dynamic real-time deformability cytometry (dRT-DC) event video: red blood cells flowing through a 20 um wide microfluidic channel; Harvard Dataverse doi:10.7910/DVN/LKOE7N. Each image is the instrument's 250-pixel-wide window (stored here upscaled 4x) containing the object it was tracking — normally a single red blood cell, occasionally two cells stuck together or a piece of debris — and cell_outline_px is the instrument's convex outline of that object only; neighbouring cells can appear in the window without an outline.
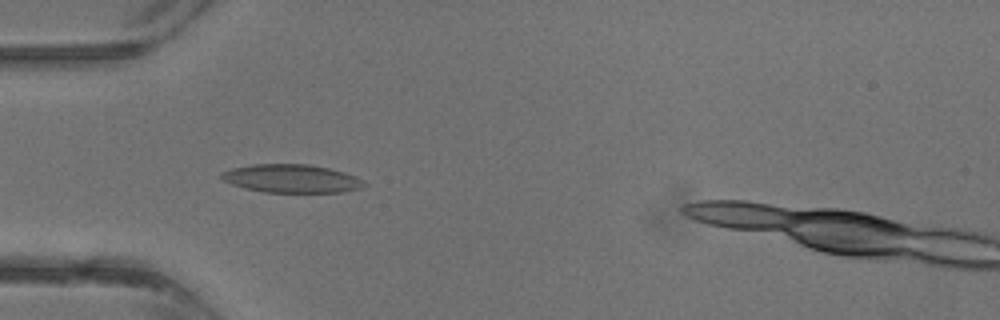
{"species": "common noctule bat (a hibernating species)", "species_latin": "Nyctalus noctula", "temperature_condition": "warm", "stored_images_in_passage": 27, "camera_frame_rate_fps": 3000, "um_per_image_px": 0.085, "animal": {"sex": "male", "body_mass_g": 13.3}, "frame": {"image": 1, "passage_image": 4, "time_ms": 1.0, "image_size_px": [1000, 320], "cell_outline_px": [[368, 184], [360, 188], [344, 192], [264, 192], [244, 188], [232, 184], [224, 180], [220, 176], [220, 172], [232, 168], [252, 164], [308, 164], [328, 168], [344, 172], [356, 176], [364, 180]], "centroid_in_image_um": [24.79, 15.18], "position_along_channel_um": 60.2, "area_um2": 23.58}}
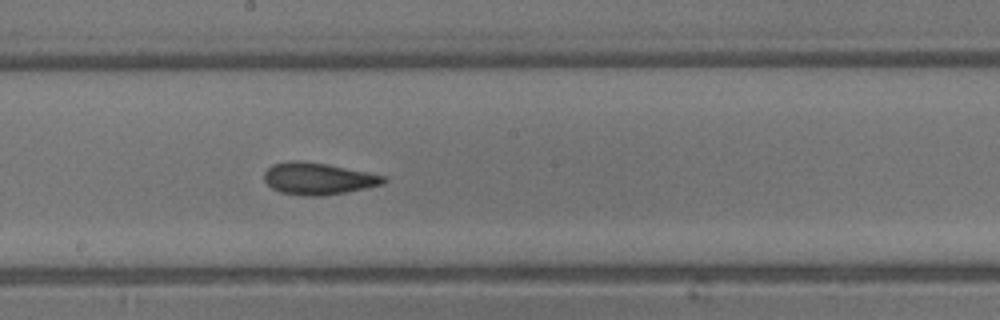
{"frame": {"image": 2, "passage_image": 13, "time_ms": 4.0, "image_size_px": [1000, 320], "cell_outline_px": [[388, 180], [384, 184], [344, 192], [320, 196], [308, 196], [280, 192], [272, 188], [264, 180], [264, 172], [272, 164], [288, 160], [300, 160], [328, 164], [388, 176]], "centroid_in_image_um": [27.05, 15.16], "position_along_channel_um": 221.2, "area_um2": 22.31}}
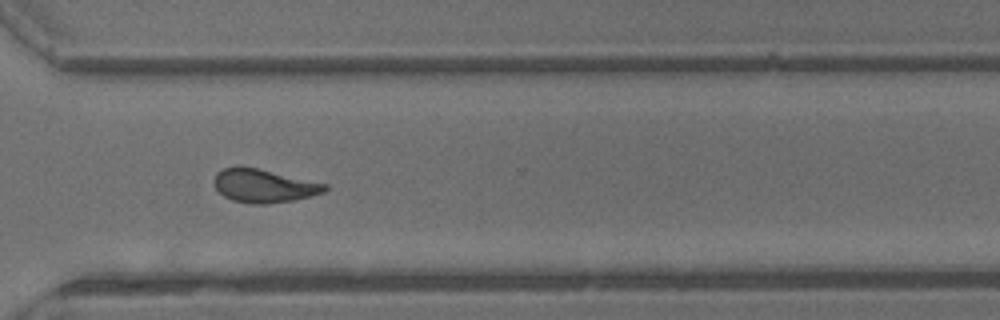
{"frame": {"image": 3, "passage_image": 20, "time_ms": 6.333, "image_size_px": [1000, 320], "cell_outline_px": [[328, 188], [324, 192], [312, 196], [292, 200], [268, 204], [252, 204], [232, 200], [224, 196], [216, 188], [212, 180], [216, 172], [224, 168], [236, 164], [240, 164], [260, 168], [328, 184]], "centroid_in_image_um": [22.4, 15.76], "position_along_channel_um": 348.2, "area_um2": 22.08}}